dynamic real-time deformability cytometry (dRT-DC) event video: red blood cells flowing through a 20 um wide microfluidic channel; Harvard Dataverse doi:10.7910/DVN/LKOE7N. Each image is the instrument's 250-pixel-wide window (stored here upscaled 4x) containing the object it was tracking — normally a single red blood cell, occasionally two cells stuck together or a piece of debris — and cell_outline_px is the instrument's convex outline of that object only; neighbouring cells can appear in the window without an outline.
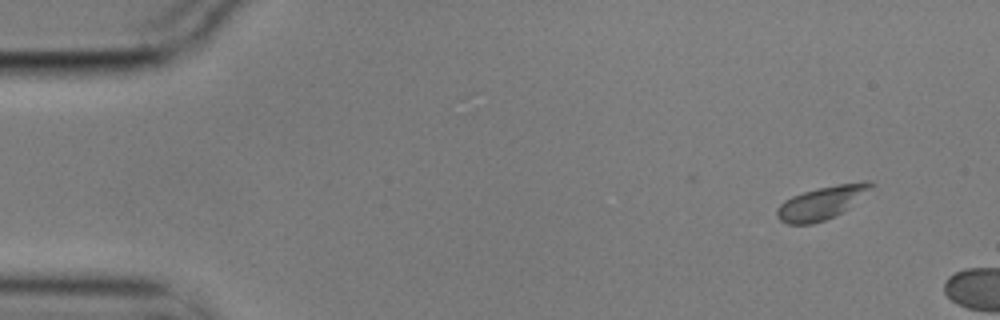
{"species": "common noctule bat (a hibernating species)", "species_latin": "Nyctalus noctula", "temperature_condition": "cold", "stored_images_in_passage": 4, "camera_frame_rate_fps": 3000, "um_per_image_px": 0.085, "animal": {"sex": "male", "body_mass_g": 17.9}, "frame": {"image": 1, "passage_image": 1, "time_ms": 0.0, "image_size_px": [1000, 320], "cell_outline_px": [[876, 184], [848, 208], [836, 216], [812, 224], [788, 224], [780, 220], [776, 216], [776, 208], [784, 200], [792, 196], [816, 188], [864, 180], [872, 180]], "centroid_in_image_um": [69.84, 17.23], "position_along_channel_um": 15.2, "area_um2": 18.15}}
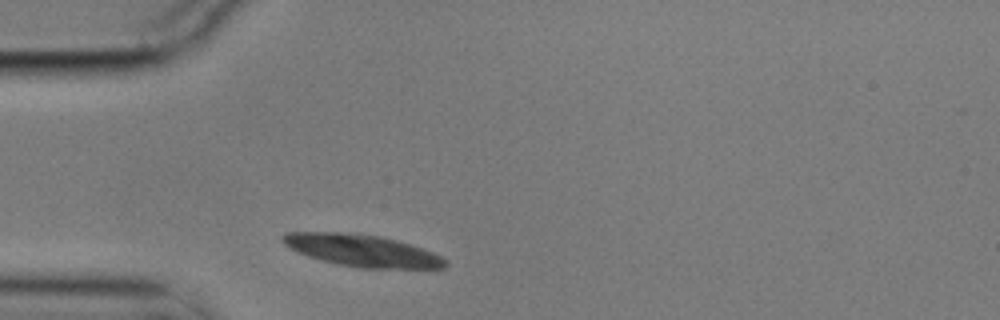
{"frame": {"image": 2, "passage_image": 4, "time_ms": 1.0, "image_size_px": [1000, 320], "cell_outline_px": [[448, 264], [444, 268], [360, 268], [340, 264], [308, 256], [296, 252], [284, 244], [280, 240], [280, 236], [284, 232], [348, 232], [380, 236], [396, 240], [432, 252], [440, 256]], "centroid_in_image_um": [30.71, 21.28], "position_along_channel_um": 54.3, "area_um2": 30.06}}